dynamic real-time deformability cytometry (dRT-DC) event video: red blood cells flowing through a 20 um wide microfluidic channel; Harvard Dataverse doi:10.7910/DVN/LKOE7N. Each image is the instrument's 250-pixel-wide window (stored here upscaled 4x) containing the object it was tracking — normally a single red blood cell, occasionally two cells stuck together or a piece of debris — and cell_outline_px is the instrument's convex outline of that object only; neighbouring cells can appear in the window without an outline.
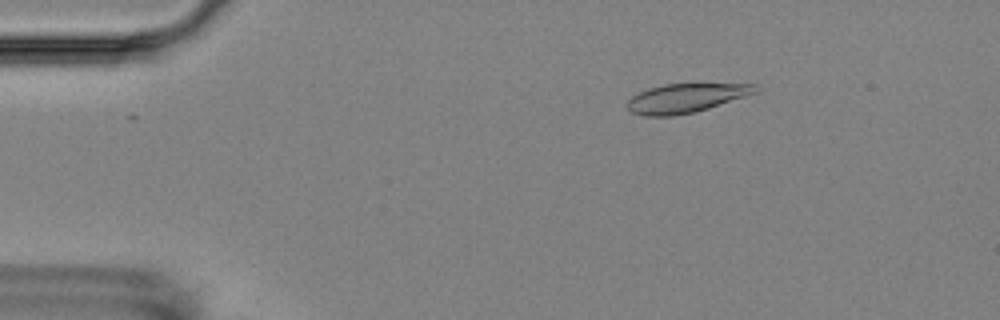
{"species": "Egyptian fruit bat (a non-hibernating species)", "species_latin": "Rousettus aegyptiacus", "temperature_condition": "room temperature", "stored_images_in_passage": 5, "camera_frame_rate_fps": 3000, "um_per_image_px": 0.085, "animal": {"sex": "female"}, "frame": {"image": 1, "passage_image": 2, "time_ms": 1.333, "image_size_px": [1000, 320], "cell_outline_px": [[760, 88], [756, 92], [708, 108], [692, 112], [672, 116], [644, 116], [632, 112], [624, 104], [632, 96], [648, 88], [664, 84], [756, 84]], "centroid_in_image_um": [58.25, 8.33], "position_along_channel_um": 26.8, "area_um2": 21.39}}